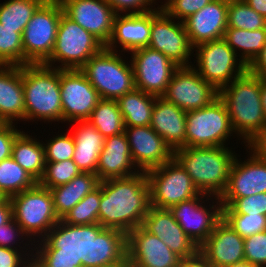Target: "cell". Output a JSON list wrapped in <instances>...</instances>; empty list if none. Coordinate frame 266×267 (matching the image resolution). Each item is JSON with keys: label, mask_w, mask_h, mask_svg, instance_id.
I'll return each instance as SVG.
<instances>
[{"label": "cell", "mask_w": 266, "mask_h": 267, "mask_svg": "<svg viewBox=\"0 0 266 267\" xmlns=\"http://www.w3.org/2000/svg\"><path fill=\"white\" fill-rule=\"evenodd\" d=\"M150 207L146 172L101 181L99 257L107 255L131 230L142 225Z\"/></svg>", "instance_id": "1"}, {"label": "cell", "mask_w": 266, "mask_h": 267, "mask_svg": "<svg viewBox=\"0 0 266 267\" xmlns=\"http://www.w3.org/2000/svg\"><path fill=\"white\" fill-rule=\"evenodd\" d=\"M12 216L44 253H60V219L50 189L37 183L10 197ZM37 240V241H36Z\"/></svg>", "instance_id": "2"}, {"label": "cell", "mask_w": 266, "mask_h": 267, "mask_svg": "<svg viewBox=\"0 0 266 267\" xmlns=\"http://www.w3.org/2000/svg\"><path fill=\"white\" fill-rule=\"evenodd\" d=\"M261 78L246 70L219 90L237 140L253 146L266 131V117L261 102Z\"/></svg>", "instance_id": "3"}, {"label": "cell", "mask_w": 266, "mask_h": 267, "mask_svg": "<svg viewBox=\"0 0 266 267\" xmlns=\"http://www.w3.org/2000/svg\"><path fill=\"white\" fill-rule=\"evenodd\" d=\"M101 182L60 221V253L75 255L87 265L99 257Z\"/></svg>", "instance_id": "4"}, {"label": "cell", "mask_w": 266, "mask_h": 267, "mask_svg": "<svg viewBox=\"0 0 266 267\" xmlns=\"http://www.w3.org/2000/svg\"><path fill=\"white\" fill-rule=\"evenodd\" d=\"M230 148L181 147L174 151V158L190 175L200 193L219 198L227 187L229 171L236 156Z\"/></svg>", "instance_id": "5"}, {"label": "cell", "mask_w": 266, "mask_h": 267, "mask_svg": "<svg viewBox=\"0 0 266 267\" xmlns=\"http://www.w3.org/2000/svg\"><path fill=\"white\" fill-rule=\"evenodd\" d=\"M25 122L36 120L63 123L60 69L44 64L22 66Z\"/></svg>", "instance_id": "6"}, {"label": "cell", "mask_w": 266, "mask_h": 267, "mask_svg": "<svg viewBox=\"0 0 266 267\" xmlns=\"http://www.w3.org/2000/svg\"><path fill=\"white\" fill-rule=\"evenodd\" d=\"M107 255L119 267H177L182 259L142 226L131 230Z\"/></svg>", "instance_id": "7"}, {"label": "cell", "mask_w": 266, "mask_h": 267, "mask_svg": "<svg viewBox=\"0 0 266 267\" xmlns=\"http://www.w3.org/2000/svg\"><path fill=\"white\" fill-rule=\"evenodd\" d=\"M121 55L104 47L80 68L101 99L117 100L135 89L132 64Z\"/></svg>", "instance_id": "8"}, {"label": "cell", "mask_w": 266, "mask_h": 267, "mask_svg": "<svg viewBox=\"0 0 266 267\" xmlns=\"http://www.w3.org/2000/svg\"><path fill=\"white\" fill-rule=\"evenodd\" d=\"M104 47L99 39L63 12L51 57L44 65L58 69H80Z\"/></svg>", "instance_id": "9"}, {"label": "cell", "mask_w": 266, "mask_h": 267, "mask_svg": "<svg viewBox=\"0 0 266 267\" xmlns=\"http://www.w3.org/2000/svg\"><path fill=\"white\" fill-rule=\"evenodd\" d=\"M63 12L59 0H45L34 12L22 34L23 66L44 64L51 57Z\"/></svg>", "instance_id": "10"}, {"label": "cell", "mask_w": 266, "mask_h": 267, "mask_svg": "<svg viewBox=\"0 0 266 267\" xmlns=\"http://www.w3.org/2000/svg\"><path fill=\"white\" fill-rule=\"evenodd\" d=\"M185 128L186 147L228 146V139L237 136L227 107L219 96L201 109L187 111Z\"/></svg>", "instance_id": "11"}, {"label": "cell", "mask_w": 266, "mask_h": 267, "mask_svg": "<svg viewBox=\"0 0 266 267\" xmlns=\"http://www.w3.org/2000/svg\"><path fill=\"white\" fill-rule=\"evenodd\" d=\"M194 51L197 63L192 67L218 91L247 70L224 38L198 44Z\"/></svg>", "instance_id": "12"}, {"label": "cell", "mask_w": 266, "mask_h": 267, "mask_svg": "<svg viewBox=\"0 0 266 267\" xmlns=\"http://www.w3.org/2000/svg\"><path fill=\"white\" fill-rule=\"evenodd\" d=\"M146 176L150 206L154 208L170 209L200 194L190 175L175 158L147 171Z\"/></svg>", "instance_id": "13"}, {"label": "cell", "mask_w": 266, "mask_h": 267, "mask_svg": "<svg viewBox=\"0 0 266 267\" xmlns=\"http://www.w3.org/2000/svg\"><path fill=\"white\" fill-rule=\"evenodd\" d=\"M175 20L168 16L160 5L152 10L148 47L161 52L178 67L192 66L190 56H193L194 47L189 41L184 23Z\"/></svg>", "instance_id": "14"}, {"label": "cell", "mask_w": 266, "mask_h": 267, "mask_svg": "<svg viewBox=\"0 0 266 267\" xmlns=\"http://www.w3.org/2000/svg\"><path fill=\"white\" fill-rule=\"evenodd\" d=\"M170 211L183 231L198 247L213 232L216 223L222 218L220 199L202 193L191 200L172 206Z\"/></svg>", "instance_id": "15"}, {"label": "cell", "mask_w": 266, "mask_h": 267, "mask_svg": "<svg viewBox=\"0 0 266 267\" xmlns=\"http://www.w3.org/2000/svg\"><path fill=\"white\" fill-rule=\"evenodd\" d=\"M60 92L63 123L85 121L101 100L80 69H60Z\"/></svg>", "instance_id": "16"}, {"label": "cell", "mask_w": 266, "mask_h": 267, "mask_svg": "<svg viewBox=\"0 0 266 267\" xmlns=\"http://www.w3.org/2000/svg\"><path fill=\"white\" fill-rule=\"evenodd\" d=\"M219 96V91L206 82L192 67H178L162 97L184 111L201 109Z\"/></svg>", "instance_id": "17"}, {"label": "cell", "mask_w": 266, "mask_h": 267, "mask_svg": "<svg viewBox=\"0 0 266 267\" xmlns=\"http://www.w3.org/2000/svg\"><path fill=\"white\" fill-rule=\"evenodd\" d=\"M130 61L133 67L135 88L161 97L178 68L161 52L150 47L132 51Z\"/></svg>", "instance_id": "18"}, {"label": "cell", "mask_w": 266, "mask_h": 267, "mask_svg": "<svg viewBox=\"0 0 266 267\" xmlns=\"http://www.w3.org/2000/svg\"><path fill=\"white\" fill-rule=\"evenodd\" d=\"M245 149L249 152L248 158L242 162L236 154L227 187L219 198H244L266 192V157L254 146Z\"/></svg>", "instance_id": "19"}, {"label": "cell", "mask_w": 266, "mask_h": 267, "mask_svg": "<svg viewBox=\"0 0 266 267\" xmlns=\"http://www.w3.org/2000/svg\"><path fill=\"white\" fill-rule=\"evenodd\" d=\"M64 13L93 34L105 46L113 33L117 15L106 0H59Z\"/></svg>", "instance_id": "20"}, {"label": "cell", "mask_w": 266, "mask_h": 267, "mask_svg": "<svg viewBox=\"0 0 266 267\" xmlns=\"http://www.w3.org/2000/svg\"><path fill=\"white\" fill-rule=\"evenodd\" d=\"M124 133L132 161L140 172H147L174 158V151L150 125L125 127Z\"/></svg>", "instance_id": "21"}, {"label": "cell", "mask_w": 266, "mask_h": 267, "mask_svg": "<svg viewBox=\"0 0 266 267\" xmlns=\"http://www.w3.org/2000/svg\"><path fill=\"white\" fill-rule=\"evenodd\" d=\"M199 252L212 267H224L245 261L244 238L222 218L199 246Z\"/></svg>", "instance_id": "22"}, {"label": "cell", "mask_w": 266, "mask_h": 267, "mask_svg": "<svg viewBox=\"0 0 266 267\" xmlns=\"http://www.w3.org/2000/svg\"><path fill=\"white\" fill-rule=\"evenodd\" d=\"M141 226L147 232L156 235L182 259L191 257L199 251V247L183 231L170 209L150 206Z\"/></svg>", "instance_id": "23"}, {"label": "cell", "mask_w": 266, "mask_h": 267, "mask_svg": "<svg viewBox=\"0 0 266 267\" xmlns=\"http://www.w3.org/2000/svg\"><path fill=\"white\" fill-rule=\"evenodd\" d=\"M228 2L213 0L183 21L189 41L198 44L224 38L227 29Z\"/></svg>", "instance_id": "24"}, {"label": "cell", "mask_w": 266, "mask_h": 267, "mask_svg": "<svg viewBox=\"0 0 266 267\" xmlns=\"http://www.w3.org/2000/svg\"><path fill=\"white\" fill-rule=\"evenodd\" d=\"M152 25V11L142 14H117L113 33L105 46L107 49L131 53L149 45ZM121 48V51L120 49Z\"/></svg>", "instance_id": "25"}, {"label": "cell", "mask_w": 266, "mask_h": 267, "mask_svg": "<svg viewBox=\"0 0 266 267\" xmlns=\"http://www.w3.org/2000/svg\"><path fill=\"white\" fill-rule=\"evenodd\" d=\"M139 172L132 161L125 133L105 138L96 169L99 179L102 181L110 178H126Z\"/></svg>", "instance_id": "26"}, {"label": "cell", "mask_w": 266, "mask_h": 267, "mask_svg": "<svg viewBox=\"0 0 266 267\" xmlns=\"http://www.w3.org/2000/svg\"><path fill=\"white\" fill-rule=\"evenodd\" d=\"M150 127L173 151L186 147V111L162 96L155 99Z\"/></svg>", "instance_id": "27"}, {"label": "cell", "mask_w": 266, "mask_h": 267, "mask_svg": "<svg viewBox=\"0 0 266 267\" xmlns=\"http://www.w3.org/2000/svg\"><path fill=\"white\" fill-rule=\"evenodd\" d=\"M22 119L25 121L22 66L0 65V120L15 124Z\"/></svg>", "instance_id": "28"}, {"label": "cell", "mask_w": 266, "mask_h": 267, "mask_svg": "<svg viewBox=\"0 0 266 267\" xmlns=\"http://www.w3.org/2000/svg\"><path fill=\"white\" fill-rule=\"evenodd\" d=\"M75 142L73 161L83 173H95L105 144L103 135L87 120L72 122ZM77 124V125H76Z\"/></svg>", "instance_id": "29"}, {"label": "cell", "mask_w": 266, "mask_h": 267, "mask_svg": "<svg viewBox=\"0 0 266 267\" xmlns=\"http://www.w3.org/2000/svg\"><path fill=\"white\" fill-rule=\"evenodd\" d=\"M101 180L95 173H83L70 182L50 189L54 209L61 220L81 199L93 192Z\"/></svg>", "instance_id": "30"}, {"label": "cell", "mask_w": 266, "mask_h": 267, "mask_svg": "<svg viewBox=\"0 0 266 267\" xmlns=\"http://www.w3.org/2000/svg\"><path fill=\"white\" fill-rule=\"evenodd\" d=\"M29 132H22L15 138L11 157L37 181L45 171V151L42 141Z\"/></svg>", "instance_id": "31"}, {"label": "cell", "mask_w": 266, "mask_h": 267, "mask_svg": "<svg viewBox=\"0 0 266 267\" xmlns=\"http://www.w3.org/2000/svg\"><path fill=\"white\" fill-rule=\"evenodd\" d=\"M156 96L134 89L117 99L125 127L149 126Z\"/></svg>", "instance_id": "32"}, {"label": "cell", "mask_w": 266, "mask_h": 267, "mask_svg": "<svg viewBox=\"0 0 266 267\" xmlns=\"http://www.w3.org/2000/svg\"><path fill=\"white\" fill-rule=\"evenodd\" d=\"M224 39L228 43V46L233 49L237 56L243 61V63L248 66L266 44V29L248 31L243 29L227 28Z\"/></svg>", "instance_id": "33"}, {"label": "cell", "mask_w": 266, "mask_h": 267, "mask_svg": "<svg viewBox=\"0 0 266 267\" xmlns=\"http://www.w3.org/2000/svg\"><path fill=\"white\" fill-rule=\"evenodd\" d=\"M89 121L104 138L123 133L124 119L117 100L101 99L93 109Z\"/></svg>", "instance_id": "34"}, {"label": "cell", "mask_w": 266, "mask_h": 267, "mask_svg": "<svg viewBox=\"0 0 266 267\" xmlns=\"http://www.w3.org/2000/svg\"><path fill=\"white\" fill-rule=\"evenodd\" d=\"M37 183L12 157L0 162V193L4 197L10 198Z\"/></svg>", "instance_id": "35"}, {"label": "cell", "mask_w": 266, "mask_h": 267, "mask_svg": "<svg viewBox=\"0 0 266 267\" xmlns=\"http://www.w3.org/2000/svg\"><path fill=\"white\" fill-rule=\"evenodd\" d=\"M45 0H8L0 3L2 26L23 32L34 12Z\"/></svg>", "instance_id": "36"}, {"label": "cell", "mask_w": 266, "mask_h": 267, "mask_svg": "<svg viewBox=\"0 0 266 267\" xmlns=\"http://www.w3.org/2000/svg\"><path fill=\"white\" fill-rule=\"evenodd\" d=\"M0 246L15 250H21L32 261L36 260L44 253L37 246V244H35L29 238V236L23 231V229L17 224V222L13 218L6 224L0 226Z\"/></svg>", "instance_id": "37"}, {"label": "cell", "mask_w": 266, "mask_h": 267, "mask_svg": "<svg viewBox=\"0 0 266 267\" xmlns=\"http://www.w3.org/2000/svg\"><path fill=\"white\" fill-rule=\"evenodd\" d=\"M227 28L248 31L266 29V18L253 10L244 0L228 2Z\"/></svg>", "instance_id": "38"}, {"label": "cell", "mask_w": 266, "mask_h": 267, "mask_svg": "<svg viewBox=\"0 0 266 267\" xmlns=\"http://www.w3.org/2000/svg\"><path fill=\"white\" fill-rule=\"evenodd\" d=\"M22 34L0 23V65L23 66Z\"/></svg>", "instance_id": "39"}, {"label": "cell", "mask_w": 266, "mask_h": 267, "mask_svg": "<svg viewBox=\"0 0 266 267\" xmlns=\"http://www.w3.org/2000/svg\"><path fill=\"white\" fill-rule=\"evenodd\" d=\"M222 219L242 238L266 231V216L234 213L228 206H222Z\"/></svg>", "instance_id": "40"}, {"label": "cell", "mask_w": 266, "mask_h": 267, "mask_svg": "<svg viewBox=\"0 0 266 267\" xmlns=\"http://www.w3.org/2000/svg\"><path fill=\"white\" fill-rule=\"evenodd\" d=\"M80 173L81 171L73 159L60 162H46L44 174L38 183L43 187L51 189L70 182Z\"/></svg>", "instance_id": "41"}, {"label": "cell", "mask_w": 266, "mask_h": 267, "mask_svg": "<svg viewBox=\"0 0 266 267\" xmlns=\"http://www.w3.org/2000/svg\"><path fill=\"white\" fill-rule=\"evenodd\" d=\"M43 142L46 162H60L73 159L75 142L69 133H57V136Z\"/></svg>", "instance_id": "42"}, {"label": "cell", "mask_w": 266, "mask_h": 267, "mask_svg": "<svg viewBox=\"0 0 266 267\" xmlns=\"http://www.w3.org/2000/svg\"><path fill=\"white\" fill-rule=\"evenodd\" d=\"M222 206H228L234 213L266 216V192L244 198H219Z\"/></svg>", "instance_id": "43"}, {"label": "cell", "mask_w": 266, "mask_h": 267, "mask_svg": "<svg viewBox=\"0 0 266 267\" xmlns=\"http://www.w3.org/2000/svg\"><path fill=\"white\" fill-rule=\"evenodd\" d=\"M212 1L213 0H164L160 7L168 16L183 22Z\"/></svg>", "instance_id": "44"}, {"label": "cell", "mask_w": 266, "mask_h": 267, "mask_svg": "<svg viewBox=\"0 0 266 267\" xmlns=\"http://www.w3.org/2000/svg\"><path fill=\"white\" fill-rule=\"evenodd\" d=\"M245 261L266 267V231L244 238Z\"/></svg>", "instance_id": "45"}, {"label": "cell", "mask_w": 266, "mask_h": 267, "mask_svg": "<svg viewBox=\"0 0 266 267\" xmlns=\"http://www.w3.org/2000/svg\"><path fill=\"white\" fill-rule=\"evenodd\" d=\"M26 267H88V265L75 255L43 253L39 258L31 261Z\"/></svg>", "instance_id": "46"}, {"label": "cell", "mask_w": 266, "mask_h": 267, "mask_svg": "<svg viewBox=\"0 0 266 267\" xmlns=\"http://www.w3.org/2000/svg\"><path fill=\"white\" fill-rule=\"evenodd\" d=\"M116 14H142L150 12L157 0H106Z\"/></svg>", "instance_id": "47"}, {"label": "cell", "mask_w": 266, "mask_h": 267, "mask_svg": "<svg viewBox=\"0 0 266 267\" xmlns=\"http://www.w3.org/2000/svg\"><path fill=\"white\" fill-rule=\"evenodd\" d=\"M16 124H3L0 127V162L11 157L15 138L22 132Z\"/></svg>", "instance_id": "48"}, {"label": "cell", "mask_w": 266, "mask_h": 267, "mask_svg": "<svg viewBox=\"0 0 266 267\" xmlns=\"http://www.w3.org/2000/svg\"><path fill=\"white\" fill-rule=\"evenodd\" d=\"M21 250L0 246V267H26L32 260Z\"/></svg>", "instance_id": "49"}, {"label": "cell", "mask_w": 266, "mask_h": 267, "mask_svg": "<svg viewBox=\"0 0 266 267\" xmlns=\"http://www.w3.org/2000/svg\"><path fill=\"white\" fill-rule=\"evenodd\" d=\"M247 70L260 78H266V44L256 58L247 66Z\"/></svg>", "instance_id": "50"}, {"label": "cell", "mask_w": 266, "mask_h": 267, "mask_svg": "<svg viewBox=\"0 0 266 267\" xmlns=\"http://www.w3.org/2000/svg\"><path fill=\"white\" fill-rule=\"evenodd\" d=\"M177 267H212L206 258L198 251L195 255L181 259Z\"/></svg>", "instance_id": "51"}, {"label": "cell", "mask_w": 266, "mask_h": 267, "mask_svg": "<svg viewBox=\"0 0 266 267\" xmlns=\"http://www.w3.org/2000/svg\"><path fill=\"white\" fill-rule=\"evenodd\" d=\"M13 218L10 198L4 197L0 201V226L6 224Z\"/></svg>", "instance_id": "52"}, {"label": "cell", "mask_w": 266, "mask_h": 267, "mask_svg": "<svg viewBox=\"0 0 266 267\" xmlns=\"http://www.w3.org/2000/svg\"><path fill=\"white\" fill-rule=\"evenodd\" d=\"M88 267H119L108 255L94 259Z\"/></svg>", "instance_id": "53"}, {"label": "cell", "mask_w": 266, "mask_h": 267, "mask_svg": "<svg viewBox=\"0 0 266 267\" xmlns=\"http://www.w3.org/2000/svg\"><path fill=\"white\" fill-rule=\"evenodd\" d=\"M253 10L266 18V0H244Z\"/></svg>", "instance_id": "54"}, {"label": "cell", "mask_w": 266, "mask_h": 267, "mask_svg": "<svg viewBox=\"0 0 266 267\" xmlns=\"http://www.w3.org/2000/svg\"><path fill=\"white\" fill-rule=\"evenodd\" d=\"M264 157H266V131L263 136L253 145Z\"/></svg>", "instance_id": "55"}, {"label": "cell", "mask_w": 266, "mask_h": 267, "mask_svg": "<svg viewBox=\"0 0 266 267\" xmlns=\"http://www.w3.org/2000/svg\"><path fill=\"white\" fill-rule=\"evenodd\" d=\"M260 93H261L262 107H263L264 115L266 117V78H261Z\"/></svg>", "instance_id": "56"}, {"label": "cell", "mask_w": 266, "mask_h": 267, "mask_svg": "<svg viewBox=\"0 0 266 267\" xmlns=\"http://www.w3.org/2000/svg\"><path fill=\"white\" fill-rule=\"evenodd\" d=\"M224 267H259L257 265H254L250 262H247V261H243V262H240V263H235L233 265H229V266H224Z\"/></svg>", "instance_id": "57"}, {"label": "cell", "mask_w": 266, "mask_h": 267, "mask_svg": "<svg viewBox=\"0 0 266 267\" xmlns=\"http://www.w3.org/2000/svg\"><path fill=\"white\" fill-rule=\"evenodd\" d=\"M221 1L232 2V1H236V0H221Z\"/></svg>", "instance_id": "58"}, {"label": "cell", "mask_w": 266, "mask_h": 267, "mask_svg": "<svg viewBox=\"0 0 266 267\" xmlns=\"http://www.w3.org/2000/svg\"><path fill=\"white\" fill-rule=\"evenodd\" d=\"M4 198V196L0 193V201Z\"/></svg>", "instance_id": "59"}, {"label": "cell", "mask_w": 266, "mask_h": 267, "mask_svg": "<svg viewBox=\"0 0 266 267\" xmlns=\"http://www.w3.org/2000/svg\"><path fill=\"white\" fill-rule=\"evenodd\" d=\"M4 123L0 120V127L3 125Z\"/></svg>", "instance_id": "60"}]
</instances>
